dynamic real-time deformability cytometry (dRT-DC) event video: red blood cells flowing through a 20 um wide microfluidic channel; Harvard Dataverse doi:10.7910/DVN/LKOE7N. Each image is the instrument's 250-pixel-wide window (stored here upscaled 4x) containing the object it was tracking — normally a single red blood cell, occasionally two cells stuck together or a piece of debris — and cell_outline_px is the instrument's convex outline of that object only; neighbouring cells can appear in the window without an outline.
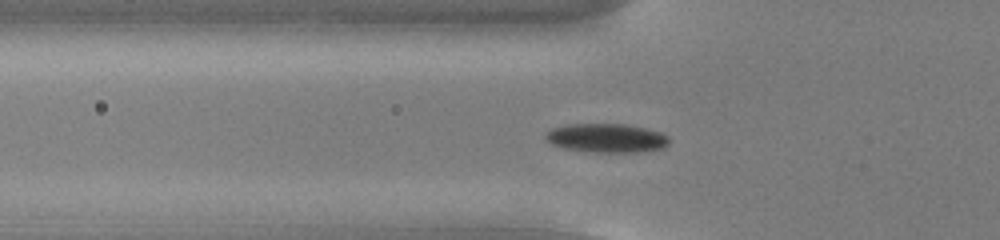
{"species": "common noctule bat (a hibernating species)", "species_latin": "Nyctalus noctula", "temperature_condition": "cold", "stored_images_in_passage": 56, "camera_frame_rate_fps": 3000, "um_per_image_px": 0.085, "animal": {"sex": "male", "body_mass_g": 13.0, "forearm_length_mm": 53.1}, "frame": {"image": 1, "passage_image": 20, "time_ms": 6.333, "image_size_px": [1000, 240], "cell_outline_px": [[668, 144], [664, 148], [644, 152], [592, 152], [564, 148], [552, 144], [544, 136], [552, 128], [568, 124], [628, 124], [660, 132], [668, 136]], "centroid_in_image_um": [51.59, 11.74], "position_along_channel_um": 74.2, "area_um2": 20.81}}
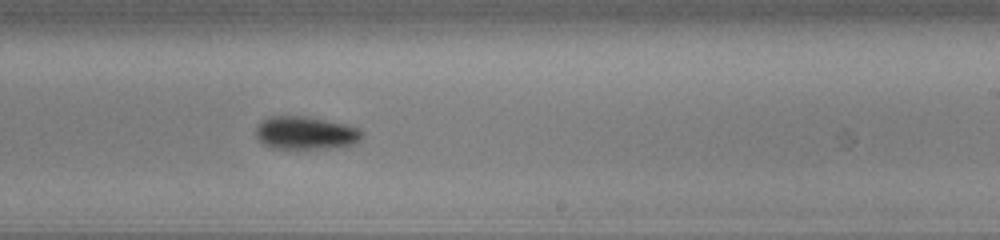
{"frame": {"image": 2, "passage_image": 35, "time_ms": 11.333, "image_size_px": [1000, 240], "cell_outline_px": [[364, 136], [356, 144], [328, 148], [296, 152], [272, 148], [264, 144], [256, 136], [256, 124], [268, 116], [308, 116], [348, 124], [360, 128], [364, 132]], "centroid_in_image_um": [26.0, 11.33], "position_along_channel_um": 263.0, "area_um2": 21.56}}
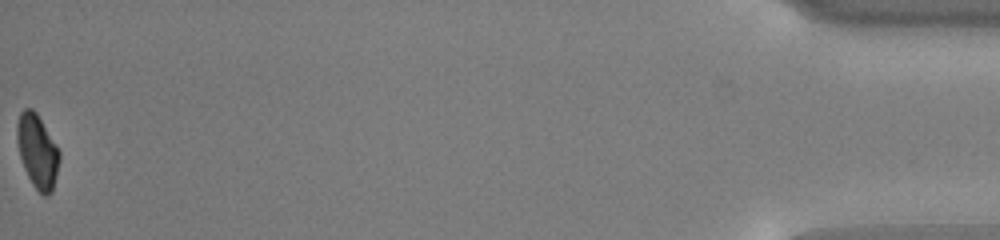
{"frame": {"image": 3, "passage_image": 56, "time_ms": 18.333, "image_size_px": [1000, 240], "cell_outline_px": [[60, 160], [52, 192], [48, 196], [44, 196], [32, 184], [24, 168], [20, 156], [16, 140], [16, 124], [20, 112], [24, 108], [32, 108], [36, 112], [56, 144], [60, 152]], "centroid_in_image_um": [3.17, 12.84], "position_along_channel_um": 432.0, "area_um2": 18.26}, "authors_computed_cell_mechanics": {"area_um2": 19.3341, "velocity_mm_per_s": 3.7864, "shape_relaxation_time_tau1_ms": 3.1092, "shape_relaxation_time_tau2_ms": null, "deformation_change_tau1": 0.0962, "deformation_change_tau2": null}}